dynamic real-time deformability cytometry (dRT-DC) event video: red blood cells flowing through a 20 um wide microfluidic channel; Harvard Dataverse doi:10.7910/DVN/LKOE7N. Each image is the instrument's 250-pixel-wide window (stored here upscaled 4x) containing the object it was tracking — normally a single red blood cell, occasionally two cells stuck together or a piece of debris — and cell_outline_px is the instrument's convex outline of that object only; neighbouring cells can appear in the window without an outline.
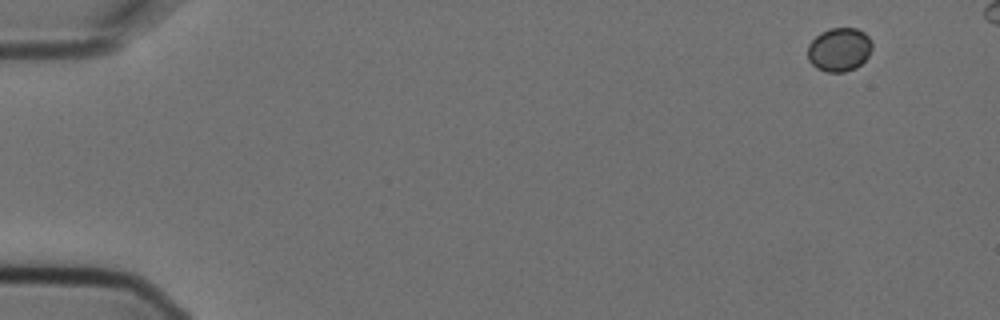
{"species": "Egyptian fruit bat (a non-hibernating species)", "species_latin": "Rousettus aegyptiacus", "temperature_condition": "cold", "stored_images_in_passage": 13, "camera_frame_rate_fps": 3000, "um_per_image_px": 0.085, "animal": {"sex": "female"}, "frame": {"image": 1, "passage_image": 1, "time_ms": 0.0, "image_size_px": [1000, 320], "cell_outline_px": [[872, 48], [868, 56], [856, 68], [844, 72], [828, 72], [816, 68], [808, 60], [808, 44], [820, 32], [828, 28], [856, 28], [864, 32], [868, 36], [872, 44]], "centroid_in_image_um": [71.32, 4.21], "position_along_channel_um": 13.7, "area_um2": 16.47}}
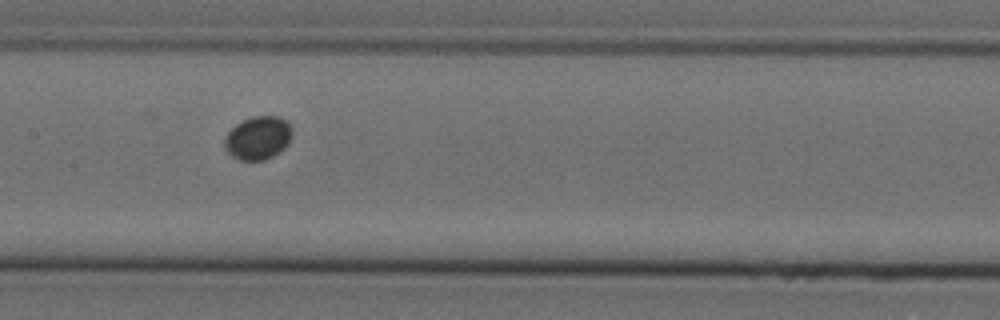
{"frame": {"image": 2, "passage_image": 7, "time_ms": 2.0, "image_size_px": [1000, 320], "cell_outline_px": [[292, 136], [288, 144], [280, 152], [264, 160], [240, 160], [232, 156], [224, 148], [224, 136], [236, 124], [252, 116], [280, 116], [288, 120], [292, 128]], "centroid_in_image_um": [21.95, 11.71], "position_along_channel_um": 185.4, "area_um2": 17.28}}
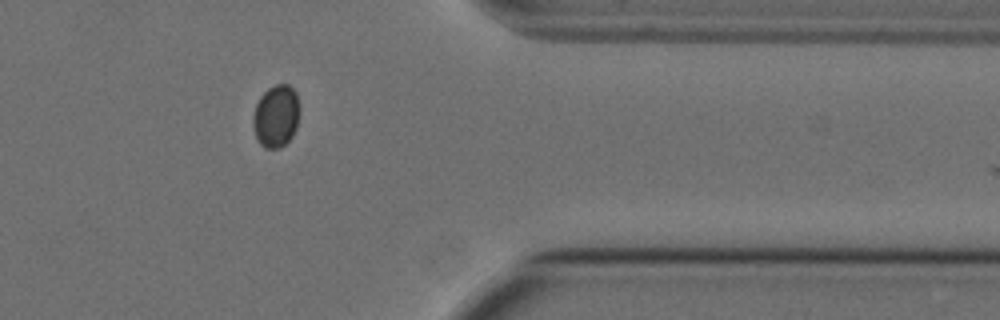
{"frame": {"image": 3, "passage_image": 12, "time_ms": 3.667, "image_size_px": [1000, 320], "cell_outline_px": [[300, 112], [296, 128], [292, 136], [280, 148], [264, 148], [260, 144], [256, 136], [252, 124], [252, 116], [256, 104], [260, 96], [268, 88], [276, 84], [288, 84], [296, 92], [300, 108]], "centroid_in_image_um": [23.47, 9.86], "position_along_channel_um": 387.9, "area_um2": 17.11}}